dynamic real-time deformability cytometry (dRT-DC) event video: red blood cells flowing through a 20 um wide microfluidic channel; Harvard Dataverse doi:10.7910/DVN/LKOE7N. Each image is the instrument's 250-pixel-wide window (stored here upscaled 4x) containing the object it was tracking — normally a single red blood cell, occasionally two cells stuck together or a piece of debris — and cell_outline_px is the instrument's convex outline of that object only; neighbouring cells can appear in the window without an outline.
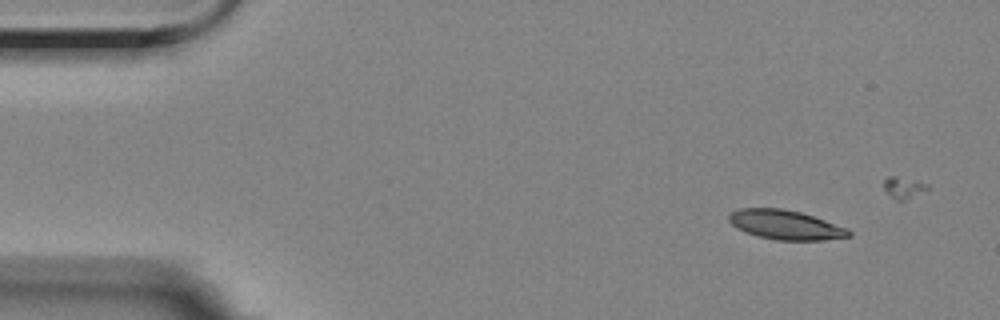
{"species": "Egyptian fruit bat (a non-hibernating species)", "species_latin": "Rousettus aegyptiacus", "temperature_condition": "room temperature", "stored_images_in_passage": 9, "camera_frame_rate_fps": 3000, "um_per_image_px": 0.085, "animal": {"sex": "female"}, "frame": {"image": 1, "passage_image": 1, "time_ms": 0.0, "image_size_px": [1000, 320], "cell_outline_px": [[852, 236], [824, 240], [776, 240], [760, 236], [736, 228], [728, 220], [728, 216], [732, 212], [740, 208], [780, 208], [800, 212], [848, 228], [852, 232]], "centroid_in_image_um": [66.79, 19.11], "position_along_channel_um": 18.2, "area_um2": 20.35}}